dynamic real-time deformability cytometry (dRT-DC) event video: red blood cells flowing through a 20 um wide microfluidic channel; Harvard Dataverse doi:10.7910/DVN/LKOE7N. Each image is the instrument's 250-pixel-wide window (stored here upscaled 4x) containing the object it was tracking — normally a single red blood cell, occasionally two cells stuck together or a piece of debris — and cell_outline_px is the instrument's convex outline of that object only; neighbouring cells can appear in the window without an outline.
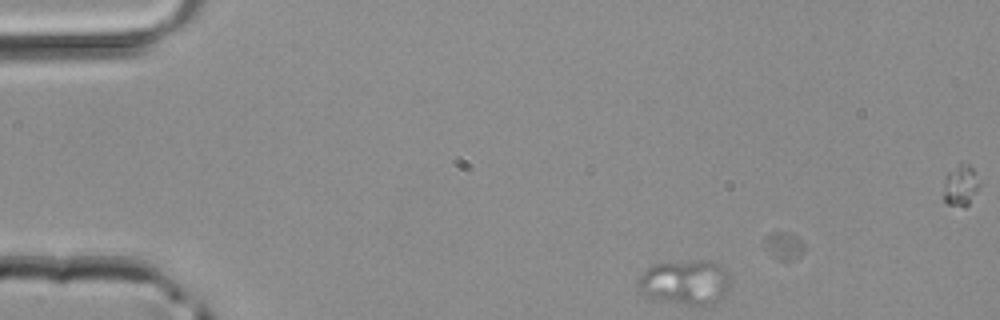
{"species": "common noctule bat (a hibernating species)", "species_latin": "Nyctalus noctula", "temperature_condition": "room temperature", "stored_images_in_passage": 12, "camera_frame_rate_fps": 3000, "um_per_image_px": 0.085, "animal": {"sex": "male", "body_mass_g": 20.4}, "frame": {"image": 1, "passage_image": 7, "time_ms": 2.0, "image_size_px": [1000, 320], "cell_outline_px": [[728, 288], [724, 296], [720, 300], [708, 304], [684, 304], [648, 296], [636, 292], [636, 276], [648, 268], [656, 264], [720, 264], [728, 272]], "centroid_in_image_um": [58.16, 24.05], "position_along_channel_um": 26.8, "area_um2": 22.95}}